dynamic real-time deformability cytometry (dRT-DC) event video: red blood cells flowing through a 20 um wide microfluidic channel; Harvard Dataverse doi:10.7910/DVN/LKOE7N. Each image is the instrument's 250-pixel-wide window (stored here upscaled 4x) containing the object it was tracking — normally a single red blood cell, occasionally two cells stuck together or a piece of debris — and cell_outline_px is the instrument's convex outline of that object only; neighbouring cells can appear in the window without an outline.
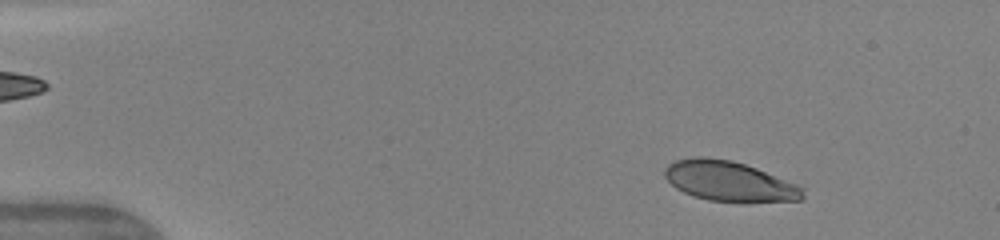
{"species": "human", "species_latin": "Homo sapiens", "temperature_condition": "warm", "stored_images_in_passage": 48, "camera_frame_rate_fps": 3000, "um_per_image_px": 0.085, "donor": {"sex": "female"}, "frame": {"image": 1, "passage_image": 6, "time_ms": 1.667, "image_size_px": [1000, 240], "cell_outline_px": [[804, 200], [748, 204], [708, 200], [684, 192], [676, 188], [664, 176], [664, 168], [668, 164], [676, 160], [692, 156], [704, 156], [732, 160], [756, 168], [796, 184], [804, 188]], "centroid_in_image_um": [62.02, 15.43], "position_along_channel_um": 23.0, "area_um2": 32.89}}
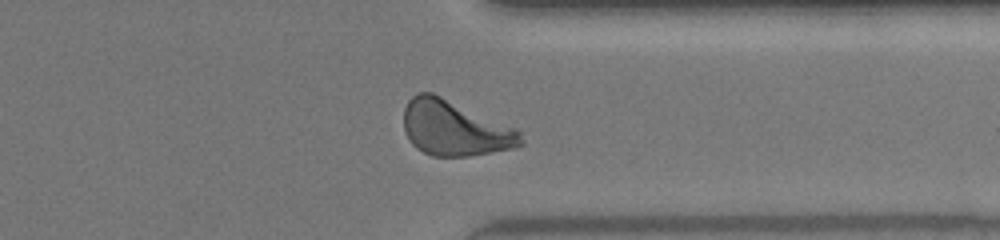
{"frame": {"image": 2, "passage_image": 38, "time_ms": 12.333, "image_size_px": [1000, 240], "cell_outline_px": [[524, 144], [512, 148], [468, 156], [432, 156], [416, 148], [412, 144], [404, 132], [404, 108], [408, 100], [416, 92], [432, 92], [516, 128], [520, 132]], "centroid_in_image_um": [38.62, 10.89], "position_along_channel_um": 372.8, "area_um2": 37.63}}
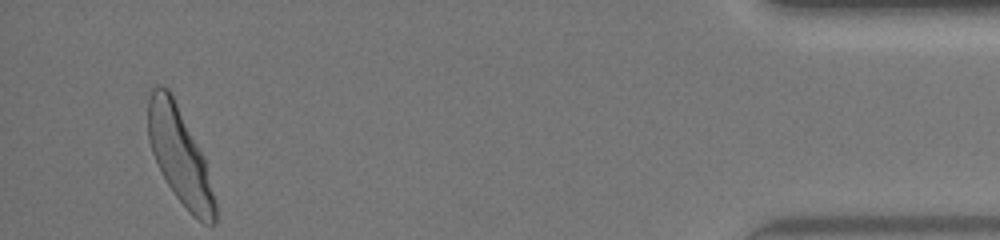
{"frame": {"image": 3, "passage_image": 46, "time_ms": 15.0, "image_size_px": [1000, 240], "cell_outline_px": [[216, 224], [204, 224], [192, 216], [188, 212], [176, 196], [160, 172], [152, 152], [148, 140], [148, 100], [152, 88], [156, 84], [160, 84], [168, 88], [204, 156], [216, 200]], "centroid_in_image_um": [15.28, 13.28], "position_along_channel_um": 419.9, "area_um2": 37.45}, "authors_computed_cell_mechanics": {"area_um2": 35.5181, "velocity_mm_per_s": 4.1697, "shape_relaxation_time_tau1_ms": 3.4641, "shape_relaxation_time_tau2_ms": null, "deformation_change_tau1": 0.1822, "deformation_change_tau2": null}}